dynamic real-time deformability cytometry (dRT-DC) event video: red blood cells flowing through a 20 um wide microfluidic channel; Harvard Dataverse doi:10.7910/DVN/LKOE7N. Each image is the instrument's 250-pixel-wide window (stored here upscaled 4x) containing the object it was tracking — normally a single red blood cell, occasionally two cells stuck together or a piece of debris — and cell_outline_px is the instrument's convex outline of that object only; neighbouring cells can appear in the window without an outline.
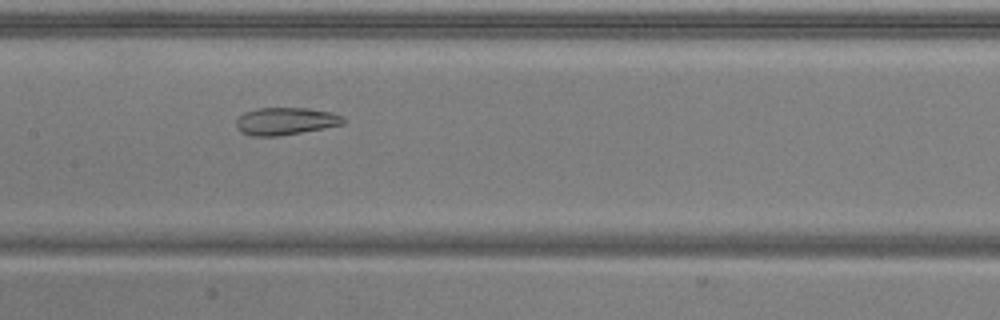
{"species": "common noctule bat (a hibernating species)", "species_latin": "Nyctalus noctula", "temperature_condition": "warm", "stored_images_in_passage": 37, "camera_frame_rate_fps": 3000, "um_per_image_px": 0.085, "animal": {"sex": "male", "body_mass_g": 20.5, "forearm_length_mm": 52.5}, "frame": {"image": 1, "passage_image": 11, "time_ms": 3.333, "image_size_px": [1000, 320], "cell_outline_px": [[344, 124], [324, 128], [280, 136], [252, 136], [240, 132], [236, 128], [236, 120], [244, 112], [256, 108], [308, 108], [332, 112], [344, 116]], "centroid_in_image_um": [24.26, 10.3], "position_along_channel_um": 183.1, "area_um2": 17.28}}
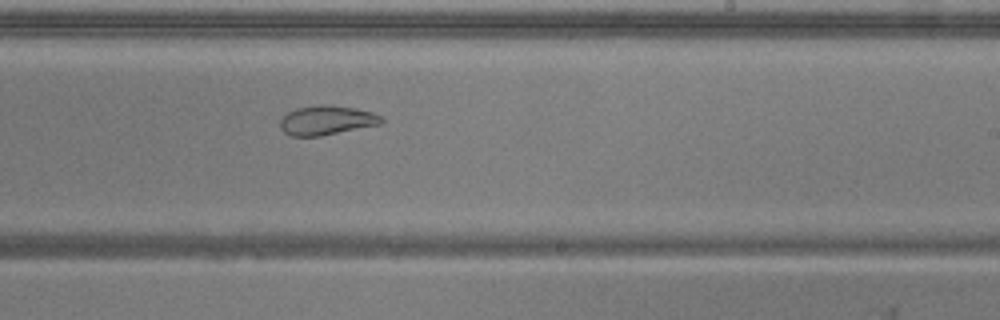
{"frame": {"image": 2, "passage_image": 17, "time_ms": 5.333, "image_size_px": [1000, 320], "cell_outline_px": [[384, 120], [380, 124], [320, 136], [292, 136], [284, 132], [280, 128], [280, 120], [288, 112], [296, 108], [320, 104], [332, 104], [356, 108], [372, 112], [384, 116]], "centroid_in_image_um": [27.78, 10.21], "position_along_channel_um": 261.2, "area_um2": 17.46}}
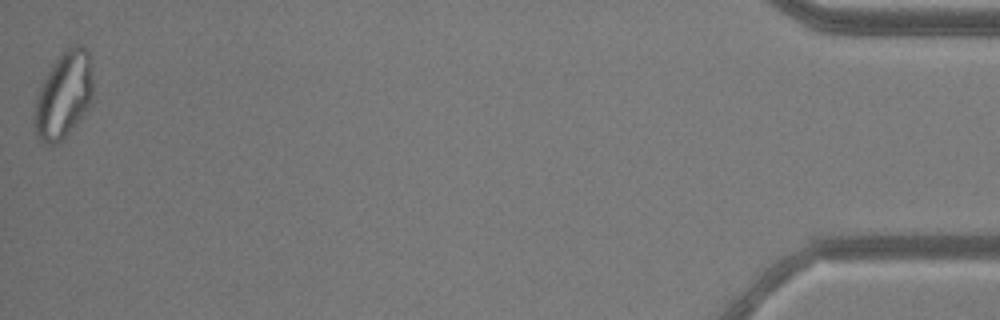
{"frame": {"image": 3, "passage_image": 37, "time_ms": 12.0, "image_size_px": [1000, 320], "cell_outline_px": [[92, 100], [68, 132], [56, 144], [48, 144], [40, 140], [36, 136], [32, 120], [36, 100], [40, 88], [52, 64], [72, 44], [80, 44], [88, 48], [92, 80]], "centroid_in_image_um": [5.39, 8.07], "position_along_channel_um": 429.8, "area_um2": 28.96}, "authors_computed_cell_mechanics": {"area_um2": 20.1722, "velocity_mm_per_s": 3.9231, "shape_relaxation_time_tau1_ms": null, "shape_relaxation_time_tau2_ms": 1.4761, "deformation_change_tau1": null, "deformation_change_tau2": 0.0845}}